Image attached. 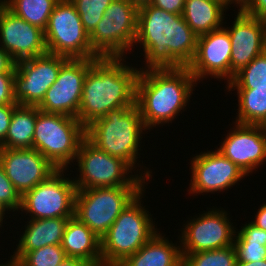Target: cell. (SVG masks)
<instances>
[{"label": "cell", "instance_id": "23", "mask_svg": "<svg viewBox=\"0 0 266 266\" xmlns=\"http://www.w3.org/2000/svg\"><path fill=\"white\" fill-rule=\"evenodd\" d=\"M159 231L119 266H184L181 246Z\"/></svg>", "mask_w": 266, "mask_h": 266}, {"label": "cell", "instance_id": "35", "mask_svg": "<svg viewBox=\"0 0 266 266\" xmlns=\"http://www.w3.org/2000/svg\"><path fill=\"white\" fill-rule=\"evenodd\" d=\"M14 76L15 73H0V105L17 104L13 89Z\"/></svg>", "mask_w": 266, "mask_h": 266}, {"label": "cell", "instance_id": "47", "mask_svg": "<svg viewBox=\"0 0 266 266\" xmlns=\"http://www.w3.org/2000/svg\"><path fill=\"white\" fill-rule=\"evenodd\" d=\"M217 1H222V2H224L227 6L230 7V5L228 4L227 0H217Z\"/></svg>", "mask_w": 266, "mask_h": 266}, {"label": "cell", "instance_id": "21", "mask_svg": "<svg viewBox=\"0 0 266 266\" xmlns=\"http://www.w3.org/2000/svg\"><path fill=\"white\" fill-rule=\"evenodd\" d=\"M61 247L68 258H78L92 266L102 265L101 239L75 216L67 221Z\"/></svg>", "mask_w": 266, "mask_h": 266}, {"label": "cell", "instance_id": "31", "mask_svg": "<svg viewBox=\"0 0 266 266\" xmlns=\"http://www.w3.org/2000/svg\"><path fill=\"white\" fill-rule=\"evenodd\" d=\"M78 12L84 30L90 35L113 0H70Z\"/></svg>", "mask_w": 266, "mask_h": 266}, {"label": "cell", "instance_id": "17", "mask_svg": "<svg viewBox=\"0 0 266 266\" xmlns=\"http://www.w3.org/2000/svg\"><path fill=\"white\" fill-rule=\"evenodd\" d=\"M234 124L217 150L248 176L266 162V126Z\"/></svg>", "mask_w": 266, "mask_h": 266}, {"label": "cell", "instance_id": "5", "mask_svg": "<svg viewBox=\"0 0 266 266\" xmlns=\"http://www.w3.org/2000/svg\"><path fill=\"white\" fill-rule=\"evenodd\" d=\"M144 192L120 213L101 238L102 265L119 266L158 232L150 212L141 204Z\"/></svg>", "mask_w": 266, "mask_h": 266}, {"label": "cell", "instance_id": "18", "mask_svg": "<svg viewBox=\"0 0 266 266\" xmlns=\"http://www.w3.org/2000/svg\"><path fill=\"white\" fill-rule=\"evenodd\" d=\"M0 46L16 62L48 52L44 30L15 15L1 1Z\"/></svg>", "mask_w": 266, "mask_h": 266}, {"label": "cell", "instance_id": "41", "mask_svg": "<svg viewBox=\"0 0 266 266\" xmlns=\"http://www.w3.org/2000/svg\"><path fill=\"white\" fill-rule=\"evenodd\" d=\"M58 266H92V265L78 258H67Z\"/></svg>", "mask_w": 266, "mask_h": 266}, {"label": "cell", "instance_id": "1", "mask_svg": "<svg viewBox=\"0 0 266 266\" xmlns=\"http://www.w3.org/2000/svg\"><path fill=\"white\" fill-rule=\"evenodd\" d=\"M197 38L182 15L151 4L138 8L135 45L143 46L146 65L140 70L187 67L194 58Z\"/></svg>", "mask_w": 266, "mask_h": 266}, {"label": "cell", "instance_id": "30", "mask_svg": "<svg viewBox=\"0 0 266 266\" xmlns=\"http://www.w3.org/2000/svg\"><path fill=\"white\" fill-rule=\"evenodd\" d=\"M68 257L61 245H48L26 252L18 261V266H58Z\"/></svg>", "mask_w": 266, "mask_h": 266}, {"label": "cell", "instance_id": "15", "mask_svg": "<svg viewBox=\"0 0 266 266\" xmlns=\"http://www.w3.org/2000/svg\"><path fill=\"white\" fill-rule=\"evenodd\" d=\"M231 52V39L223 26L198 36L194 58L187 68L197 82L212 76L228 83L231 80Z\"/></svg>", "mask_w": 266, "mask_h": 266}, {"label": "cell", "instance_id": "4", "mask_svg": "<svg viewBox=\"0 0 266 266\" xmlns=\"http://www.w3.org/2000/svg\"><path fill=\"white\" fill-rule=\"evenodd\" d=\"M146 130L135 104L111 110L90 123L85 127V138L99 150L120 158L135 170L140 141Z\"/></svg>", "mask_w": 266, "mask_h": 266}, {"label": "cell", "instance_id": "32", "mask_svg": "<svg viewBox=\"0 0 266 266\" xmlns=\"http://www.w3.org/2000/svg\"><path fill=\"white\" fill-rule=\"evenodd\" d=\"M0 204L7 211H19L21 208V196L6 176L0 164Z\"/></svg>", "mask_w": 266, "mask_h": 266}, {"label": "cell", "instance_id": "37", "mask_svg": "<svg viewBox=\"0 0 266 266\" xmlns=\"http://www.w3.org/2000/svg\"><path fill=\"white\" fill-rule=\"evenodd\" d=\"M151 5L170 13L182 15L185 6V0H153Z\"/></svg>", "mask_w": 266, "mask_h": 266}, {"label": "cell", "instance_id": "2", "mask_svg": "<svg viewBox=\"0 0 266 266\" xmlns=\"http://www.w3.org/2000/svg\"><path fill=\"white\" fill-rule=\"evenodd\" d=\"M123 58H99L86 74L77 119L86 127L111 110L136 104L140 69Z\"/></svg>", "mask_w": 266, "mask_h": 266}, {"label": "cell", "instance_id": "6", "mask_svg": "<svg viewBox=\"0 0 266 266\" xmlns=\"http://www.w3.org/2000/svg\"><path fill=\"white\" fill-rule=\"evenodd\" d=\"M75 160L79 176L73 178V181L77 190L104 187H144L146 186L144 184L152 176V171L150 172L146 167L147 170H142L140 175H130L133 169L126 162L99 150L86 138L81 142Z\"/></svg>", "mask_w": 266, "mask_h": 266}, {"label": "cell", "instance_id": "3", "mask_svg": "<svg viewBox=\"0 0 266 266\" xmlns=\"http://www.w3.org/2000/svg\"><path fill=\"white\" fill-rule=\"evenodd\" d=\"M197 81L187 67L140 70L136 84V105L144 126L172 123L189 103Z\"/></svg>", "mask_w": 266, "mask_h": 266}, {"label": "cell", "instance_id": "8", "mask_svg": "<svg viewBox=\"0 0 266 266\" xmlns=\"http://www.w3.org/2000/svg\"><path fill=\"white\" fill-rule=\"evenodd\" d=\"M137 23L135 5L129 0H113L89 35L92 51L99 58H125L135 45Z\"/></svg>", "mask_w": 266, "mask_h": 266}, {"label": "cell", "instance_id": "44", "mask_svg": "<svg viewBox=\"0 0 266 266\" xmlns=\"http://www.w3.org/2000/svg\"><path fill=\"white\" fill-rule=\"evenodd\" d=\"M133 5H135L137 8H140L142 6L151 4L153 0H129Z\"/></svg>", "mask_w": 266, "mask_h": 266}, {"label": "cell", "instance_id": "10", "mask_svg": "<svg viewBox=\"0 0 266 266\" xmlns=\"http://www.w3.org/2000/svg\"><path fill=\"white\" fill-rule=\"evenodd\" d=\"M44 36L49 53L69 59L99 58L92 51L89 34L70 0H60L55 5Z\"/></svg>", "mask_w": 266, "mask_h": 266}, {"label": "cell", "instance_id": "7", "mask_svg": "<svg viewBox=\"0 0 266 266\" xmlns=\"http://www.w3.org/2000/svg\"><path fill=\"white\" fill-rule=\"evenodd\" d=\"M84 139L85 126L76 117L46 113L37 107L33 149L55 167L67 169L72 165Z\"/></svg>", "mask_w": 266, "mask_h": 266}, {"label": "cell", "instance_id": "38", "mask_svg": "<svg viewBox=\"0 0 266 266\" xmlns=\"http://www.w3.org/2000/svg\"><path fill=\"white\" fill-rule=\"evenodd\" d=\"M241 10L250 16L266 20V0H250Z\"/></svg>", "mask_w": 266, "mask_h": 266}, {"label": "cell", "instance_id": "20", "mask_svg": "<svg viewBox=\"0 0 266 266\" xmlns=\"http://www.w3.org/2000/svg\"><path fill=\"white\" fill-rule=\"evenodd\" d=\"M228 30L231 43V79L240 69L266 51V20L253 17L238 9Z\"/></svg>", "mask_w": 266, "mask_h": 266}, {"label": "cell", "instance_id": "43", "mask_svg": "<svg viewBox=\"0 0 266 266\" xmlns=\"http://www.w3.org/2000/svg\"><path fill=\"white\" fill-rule=\"evenodd\" d=\"M250 0H227L228 4H234L238 6V9H242Z\"/></svg>", "mask_w": 266, "mask_h": 266}, {"label": "cell", "instance_id": "46", "mask_svg": "<svg viewBox=\"0 0 266 266\" xmlns=\"http://www.w3.org/2000/svg\"><path fill=\"white\" fill-rule=\"evenodd\" d=\"M8 262V263H7ZM6 263H2V264H0V266H18V263H17V261H15L14 259H12L11 257H10V260L9 261H7Z\"/></svg>", "mask_w": 266, "mask_h": 266}, {"label": "cell", "instance_id": "22", "mask_svg": "<svg viewBox=\"0 0 266 266\" xmlns=\"http://www.w3.org/2000/svg\"><path fill=\"white\" fill-rule=\"evenodd\" d=\"M68 219H30L11 258L18 261L28 251L48 245H61Z\"/></svg>", "mask_w": 266, "mask_h": 266}, {"label": "cell", "instance_id": "45", "mask_svg": "<svg viewBox=\"0 0 266 266\" xmlns=\"http://www.w3.org/2000/svg\"><path fill=\"white\" fill-rule=\"evenodd\" d=\"M6 209L0 204V227H2L4 215L6 213Z\"/></svg>", "mask_w": 266, "mask_h": 266}, {"label": "cell", "instance_id": "40", "mask_svg": "<svg viewBox=\"0 0 266 266\" xmlns=\"http://www.w3.org/2000/svg\"><path fill=\"white\" fill-rule=\"evenodd\" d=\"M254 218L255 220L251 222L260 229L266 231V203L262 204V206L257 210Z\"/></svg>", "mask_w": 266, "mask_h": 266}, {"label": "cell", "instance_id": "9", "mask_svg": "<svg viewBox=\"0 0 266 266\" xmlns=\"http://www.w3.org/2000/svg\"><path fill=\"white\" fill-rule=\"evenodd\" d=\"M145 187H104L77 190L75 217L101 239L120 213Z\"/></svg>", "mask_w": 266, "mask_h": 266}, {"label": "cell", "instance_id": "12", "mask_svg": "<svg viewBox=\"0 0 266 266\" xmlns=\"http://www.w3.org/2000/svg\"><path fill=\"white\" fill-rule=\"evenodd\" d=\"M69 58L45 53L16 62L13 78L14 98L21 106H38L46 91L57 80L61 66Z\"/></svg>", "mask_w": 266, "mask_h": 266}, {"label": "cell", "instance_id": "24", "mask_svg": "<svg viewBox=\"0 0 266 266\" xmlns=\"http://www.w3.org/2000/svg\"><path fill=\"white\" fill-rule=\"evenodd\" d=\"M229 7L217 0H185L183 18L197 35L201 36L223 27L224 11Z\"/></svg>", "mask_w": 266, "mask_h": 266}, {"label": "cell", "instance_id": "25", "mask_svg": "<svg viewBox=\"0 0 266 266\" xmlns=\"http://www.w3.org/2000/svg\"><path fill=\"white\" fill-rule=\"evenodd\" d=\"M37 106L18 105L14 111L4 142L0 148H33Z\"/></svg>", "mask_w": 266, "mask_h": 266}, {"label": "cell", "instance_id": "33", "mask_svg": "<svg viewBox=\"0 0 266 266\" xmlns=\"http://www.w3.org/2000/svg\"><path fill=\"white\" fill-rule=\"evenodd\" d=\"M238 262H258L266 259V246L256 242H234Z\"/></svg>", "mask_w": 266, "mask_h": 266}, {"label": "cell", "instance_id": "34", "mask_svg": "<svg viewBox=\"0 0 266 266\" xmlns=\"http://www.w3.org/2000/svg\"><path fill=\"white\" fill-rule=\"evenodd\" d=\"M234 242H256L266 246V231L252 222L246 223L236 232Z\"/></svg>", "mask_w": 266, "mask_h": 266}, {"label": "cell", "instance_id": "16", "mask_svg": "<svg viewBox=\"0 0 266 266\" xmlns=\"http://www.w3.org/2000/svg\"><path fill=\"white\" fill-rule=\"evenodd\" d=\"M189 194L221 192L247 176L235 163L218 150L201 152L191 160ZM196 193V194H195Z\"/></svg>", "mask_w": 266, "mask_h": 266}, {"label": "cell", "instance_id": "36", "mask_svg": "<svg viewBox=\"0 0 266 266\" xmlns=\"http://www.w3.org/2000/svg\"><path fill=\"white\" fill-rule=\"evenodd\" d=\"M18 104L0 105V145L4 142L14 109Z\"/></svg>", "mask_w": 266, "mask_h": 266}, {"label": "cell", "instance_id": "27", "mask_svg": "<svg viewBox=\"0 0 266 266\" xmlns=\"http://www.w3.org/2000/svg\"><path fill=\"white\" fill-rule=\"evenodd\" d=\"M26 22L45 30L49 17L60 0H0Z\"/></svg>", "mask_w": 266, "mask_h": 266}, {"label": "cell", "instance_id": "39", "mask_svg": "<svg viewBox=\"0 0 266 266\" xmlns=\"http://www.w3.org/2000/svg\"><path fill=\"white\" fill-rule=\"evenodd\" d=\"M16 61L0 46V73H15Z\"/></svg>", "mask_w": 266, "mask_h": 266}, {"label": "cell", "instance_id": "26", "mask_svg": "<svg viewBox=\"0 0 266 266\" xmlns=\"http://www.w3.org/2000/svg\"><path fill=\"white\" fill-rule=\"evenodd\" d=\"M237 123L266 126V89H237Z\"/></svg>", "mask_w": 266, "mask_h": 266}, {"label": "cell", "instance_id": "11", "mask_svg": "<svg viewBox=\"0 0 266 266\" xmlns=\"http://www.w3.org/2000/svg\"><path fill=\"white\" fill-rule=\"evenodd\" d=\"M68 169H57L46 180L21 197L22 212L31 219L72 218L75 216L74 181L65 177Z\"/></svg>", "mask_w": 266, "mask_h": 266}, {"label": "cell", "instance_id": "28", "mask_svg": "<svg viewBox=\"0 0 266 266\" xmlns=\"http://www.w3.org/2000/svg\"><path fill=\"white\" fill-rule=\"evenodd\" d=\"M226 84L228 92L232 89H266V51L235 73Z\"/></svg>", "mask_w": 266, "mask_h": 266}, {"label": "cell", "instance_id": "42", "mask_svg": "<svg viewBox=\"0 0 266 266\" xmlns=\"http://www.w3.org/2000/svg\"><path fill=\"white\" fill-rule=\"evenodd\" d=\"M235 266H266V259L256 262H236Z\"/></svg>", "mask_w": 266, "mask_h": 266}, {"label": "cell", "instance_id": "14", "mask_svg": "<svg viewBox=\"0 0 266 266\" xmlns=\"http://www.w3.org/2000/svg\"><path fill=\"white\" fill-rule=\"evenodd\" d=\"M97 59H68L61 66L57 80L46 91L38 109L77 118L86 74Z\"/></svg>", "mask_w": 266, "mask_h": 266}, {"label": "cell", "instance_id": "19", "mask_svg": "<svg viewBox=\"0 0 266 266\" xmlns=\"http://www.w3.org/2000/svg\"><path fill=\"white\" fill-rule=\"evenodd\" d=\"M0 164L21 197L58 169L33 148H0Z\"/></svg>", "mask_w": 266, "mask_h": 266}, {"label": "cell", "instance_id": "29", "mask_svg": "<svg viewBox=\"0 0 266 266\" xmlns=\"http://www.w3.org/2000/svg\"><path fill=\"white\" fill-rule=\"evenodd\" d=\"M184 266H235L237 253L234 245L210 251L182 254Z\"/></svg>", "mask_w": 266, "mask_h": 266}, {"label": "cell", "instance_id": "13", "mask_svg": "<svg viewBox=\"0 0 266 266\" xmlns=\"http://www.w3.org/2000/svg\"><path fill=\"white\" fill-rule=\"evenodd\" d=\"M224 209H210L193 217L181 228L180 246L182 254L210 251L234 245L236 228ZM185 225V226H184Z\"/></svg>", "mask_w": 266, "mask_h": 266}]
</instances>
